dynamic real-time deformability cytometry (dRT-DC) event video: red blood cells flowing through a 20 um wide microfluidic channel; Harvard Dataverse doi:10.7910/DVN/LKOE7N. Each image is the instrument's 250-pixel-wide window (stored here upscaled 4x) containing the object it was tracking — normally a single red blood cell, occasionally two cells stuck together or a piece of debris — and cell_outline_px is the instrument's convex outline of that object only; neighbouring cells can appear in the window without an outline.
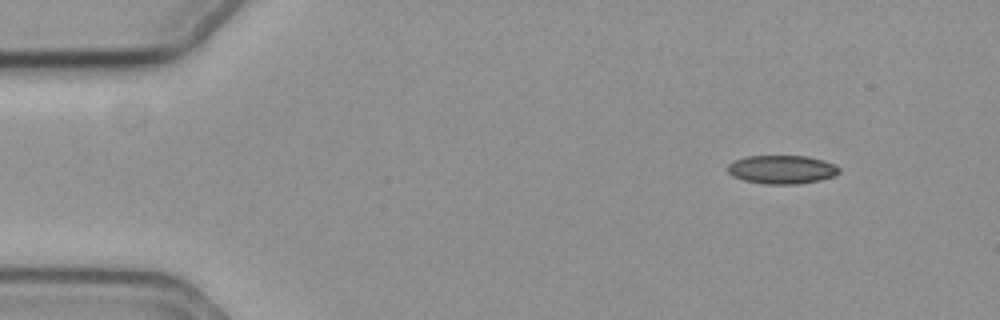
{"species": "common noctule bat (a hibernating species)", "species_latin": "Nyctalus noctula", "temperature_condition": "cold", "stored_images_in_passage": 53, "camera_frame_rate_fps": 3000, "um_per_image_px": 0.085, "animal": {"sex": "female", "body_mass_g": 19.3, "forearm_length_mm": 54.1}, "frame": {"image": 1, "passage_image": 1, "time_ms": 0.0, "image_size_px": [1000, 320], "cell_outline_px": [[840, 172], [832, 176], [820, 180], [796, 184], [764, 184], [744, 180], [732, 176], [728, 172], [728, 164], [732, 160], [748, 156], [808, 156], [824, 160], [836, 164], [840, 168]], "centroid_in_image_um": [66.46, 14.4], "position_along_channel_um": 18.5, "area_um2": 18.67}}
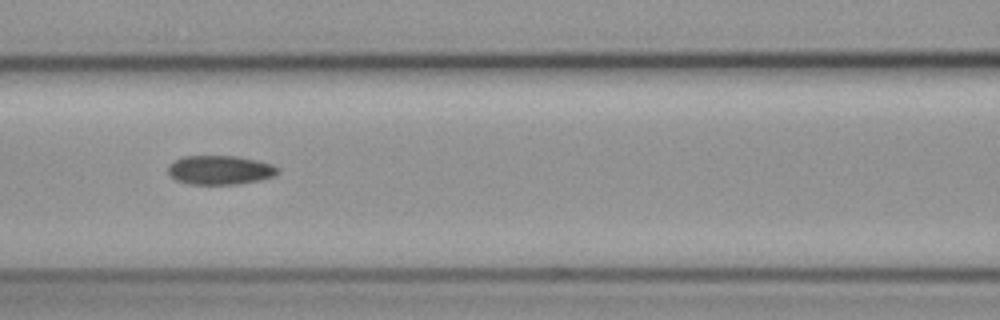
{"frame": {"image": 2, "passage_image": 20, "time_ms": 6.333, "image_size_px": [1000, 320], "cell_outline_px": [[280, 172], [276, 176], [260, 180], [236, 184], [188, 184], [176, 180], [168, 172], [168, 164], [184, 156], [236, 156], [256, 160], [272, 164], [280, 168]], "centroid_in_image_um": [18.74, 14.45], "position_along_channel_um": 147.9, "area_um2": 18.67}}
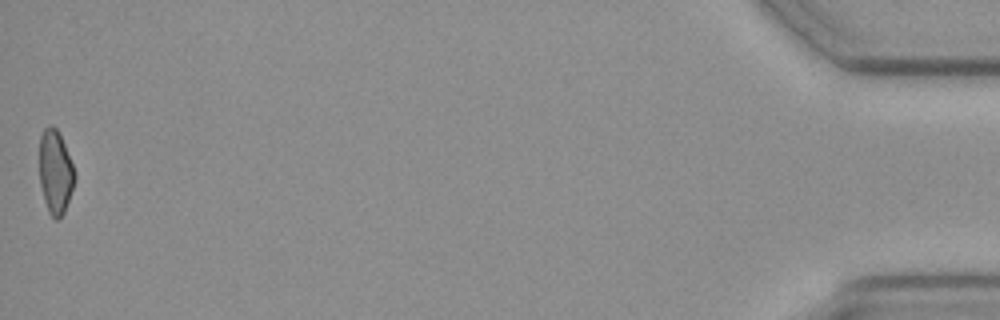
{"frame": {"image": 3, "passage_image": 53, "time_ms": 17.333, "image_size_px": [1000, 320], "cell_outline_px": [[76, 176], [64, 212], [60, 220], [56, 220], [48, 212], [44, 200], [40, 184], [40, 136], [44, 128], [48, 124], [52, 124], [56, 128], [64, 144], [72, 164]], "centroid_in_image_um": [4.69, 14.62], "position_along_channel_um": 430.5, "area_um2": 17.05}, "authors_computed_cell_mechanics": {"area_um2": 18.6694, "velocity_mm_per_s": 3.537, "shape_relaxation_time_tau1_ms": null, "shape_relaxation_time_tau2_ms": 4.2467, "deformation_change_tau1": null, "deformation_change_tau2": 0.1034}}